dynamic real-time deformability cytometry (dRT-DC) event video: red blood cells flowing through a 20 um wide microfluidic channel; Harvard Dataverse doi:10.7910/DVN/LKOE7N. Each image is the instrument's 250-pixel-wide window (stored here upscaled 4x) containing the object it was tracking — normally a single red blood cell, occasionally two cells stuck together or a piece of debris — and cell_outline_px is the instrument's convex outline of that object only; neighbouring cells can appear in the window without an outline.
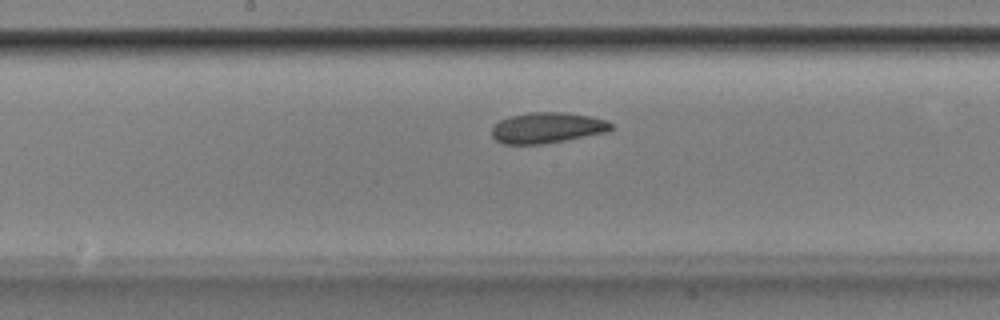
{"species": "Egyptian fruit bat (a non-hibernating species)", "species_latin": "Rousettus aegyptiacus", "temperature_condition": "room temperature", "stored_images_in_passage": 46, "camera_frame_rate_fps": 3000, "um_per_image_px": 0.085, "animal": {"sex": "male"}, "frame": {"image": 1, "passage_image": 21, "time_ms": 6.667, "image_size_px": [1000, 320], "cell_outline_px": [[612, 128], [608, 132], [564, 140], [540, 144], [500, 144], [492, 136], [492, 128], [500, 120], [512, 116], [528, 112], [564, 112], [592, 116], [608, 120], [612, 124]], "centroid_in_image_um": [46.53, 10.85], "position_along_channel_um": 201.7, "area_um2": 21.39}}
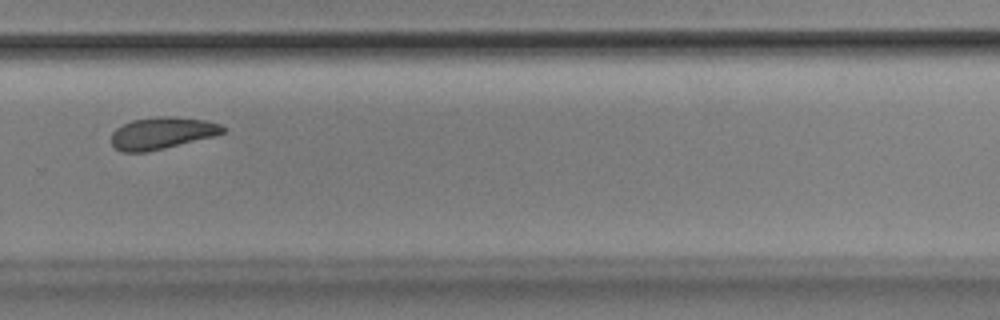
{"frame": {"image": 2, "passage_image": 30, "time_ms": 9.667, "image_size_px": [1000, 320], "cell_outline_px": [[228, 132], [164, 148], [144, 152], [124, 152], [116, 148], [112, 144], [112, 132], [116, 128], [132, 120], [156, 116], [172, 116], [204, 120], [220, 124]], "centroid_in_image_um": [13.76, 11.3], "position_along_channel_um": 316.0, "area_um2": 20.52}}
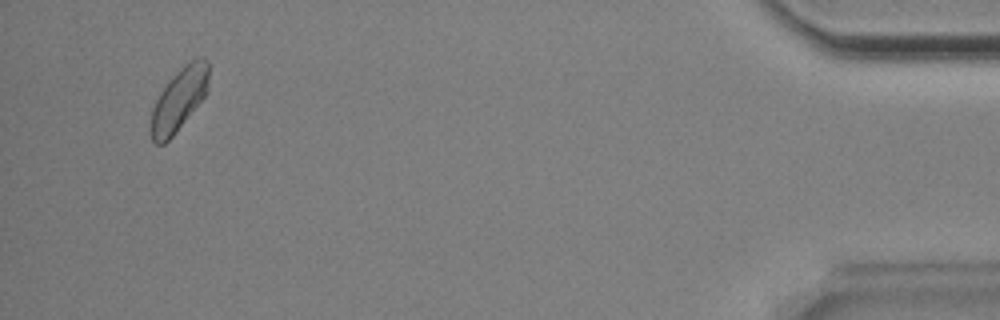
{"frame": {"image": 3, "passage_image": 44, "time_ms": 14.333, "image_size_px": [1000, 320], "cell_outline_px": [[208, 92], [172, 136], [164, 144], [156, 144], [152, 140], [148, 128], [152, 108], [160, 92], [168, 80], [184, 64], [196, 56], [204, 56], [208, 60]], "centroid_in_image_um": [15.19, 8.43], "position_along_channel_um": 420.0, "area_um2": 21.44}, "authors_computed_cell_mechanics": {"area_um2": 21.2126, "velocity_mm_per_s": 3.8347, "shape_relaxation_time_tau1_ms": 4.4702, "shape_relaxation_time_tau2_ms": 2.7596, "deformation_change_tau1": 0.0981, "deformation_change_tau2": 0.0871}}